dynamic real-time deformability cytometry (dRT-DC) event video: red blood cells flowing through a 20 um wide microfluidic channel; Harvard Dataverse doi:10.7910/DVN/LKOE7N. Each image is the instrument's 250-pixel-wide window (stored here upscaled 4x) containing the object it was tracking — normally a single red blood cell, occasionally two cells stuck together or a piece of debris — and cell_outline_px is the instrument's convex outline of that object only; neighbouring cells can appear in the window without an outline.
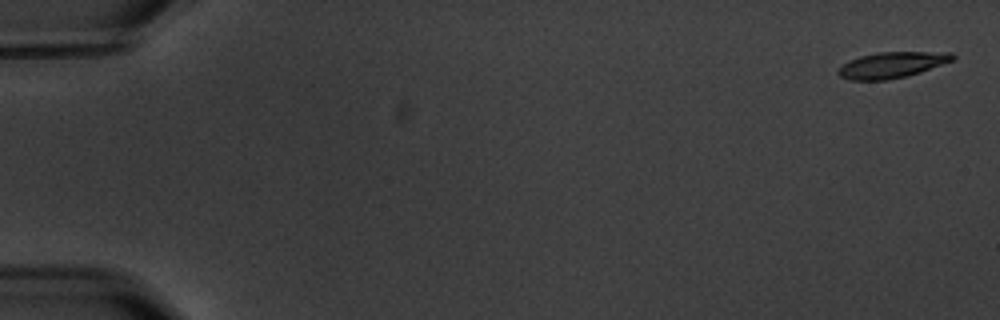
{"species": "common noctule bat (a hibernating species)", "species_latin": "Nyctalus noctula", "temperature_condition": "warm", "stored_images_in_passage": 6, "segment_of_instrument_passage": [2, 2], "camera_frame_rate_fps": 3000, "um_per_image_px": 0.085, "animal": {"sex": "male", "body_mass_g": 20.1, "forearm_length_mm": 53.5}, "frame": {"image": 1, "passage_image": 6, "time_ms": 7.0, "image_size_px": [1000, 320], "cell_outline_px": [[956, 60], [920, 72], [904, 76], [884, 80], [848, 80], [840, 76], [836, 72], [840, 64], [848, 60], [860, 56], [880, 52], [952, 52], [956, 56]], "centroid_in_image_um": [75.8, 5.51], "position_along_channel_um": 9.2, "area_um2": 17.46}}